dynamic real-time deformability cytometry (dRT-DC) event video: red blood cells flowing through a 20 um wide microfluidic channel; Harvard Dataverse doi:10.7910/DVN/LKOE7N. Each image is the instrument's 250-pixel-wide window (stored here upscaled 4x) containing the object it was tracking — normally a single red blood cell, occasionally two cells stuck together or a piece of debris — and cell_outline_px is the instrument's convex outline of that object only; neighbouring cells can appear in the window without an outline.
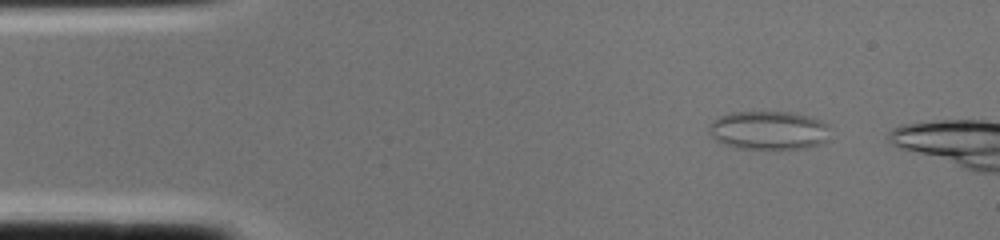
{"species": "common noctule bat (a hibernating species)", "species_latin": "Nyctalus noctula", "temperature_condition": "cold", "stored_images_in_passage": 2, "camera_frame_rate_fps": 3000, "um_per_image_px": 0.085, "animal": {"sex": "female", "body_mass_g": 22.0, "forearm_length_mm": 56.7}, "frame": {"image": 1, "passage_image": 1, "time_ms": 0.0, "image_size_px": [1000, 240], "cell_outline_px": [[828, 140], [820, 144], [804, 148], [736, 148], [724, 144], [716, 140], [708, 132], [708, 124], [712, 120], [728, 112], [792, 112], [808, 116], [820, 120], [828, 124]], "centroid_in_image_um": [65.3, 11.06], "position_along_channel_um": 19.7, "area_um2": 27.34}}